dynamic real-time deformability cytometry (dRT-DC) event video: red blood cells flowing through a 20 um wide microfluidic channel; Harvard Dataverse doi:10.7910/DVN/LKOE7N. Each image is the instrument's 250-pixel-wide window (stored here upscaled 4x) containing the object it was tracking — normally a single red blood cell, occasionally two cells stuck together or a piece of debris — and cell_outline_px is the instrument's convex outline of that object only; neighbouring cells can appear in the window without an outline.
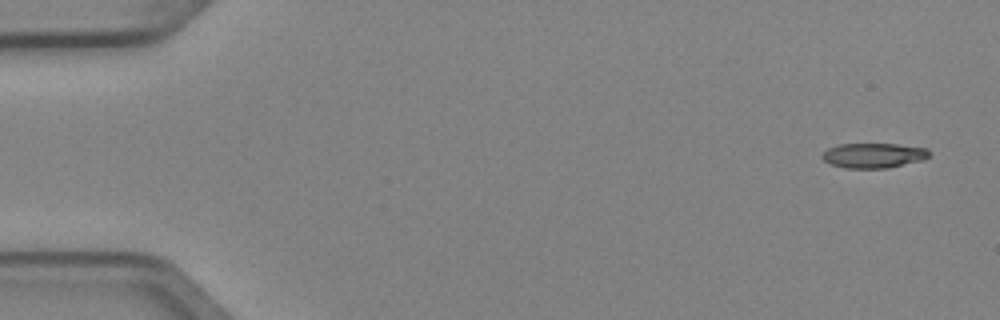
{"species": "Egyptian fruit bat (a non-hibernating species)", "species_latin": "Rousettus aegyptiacus", "temperature_condition": "cold", "stored_images_in_passage": 7, "camera_frame_rate_fps": 3000, "um_per_image_px": 0.085, "animal": {"sex": "female"}, "frame": {"image": 1, "passage_image": 1, "time_ms": 0.0, "image_size_px": [1000, 320], "cell_outline_px": [[928, 156], [924, 160], [888, 168], [848, 168], [832, 164], [824, 160], [820, 156], [828, 148], [840, 144], [896, 144], [928, 148]], "centroid_in_image_um": [74.27, 13.21], "position_along_channel_um": 10.7, "area_um2": 15.43}}
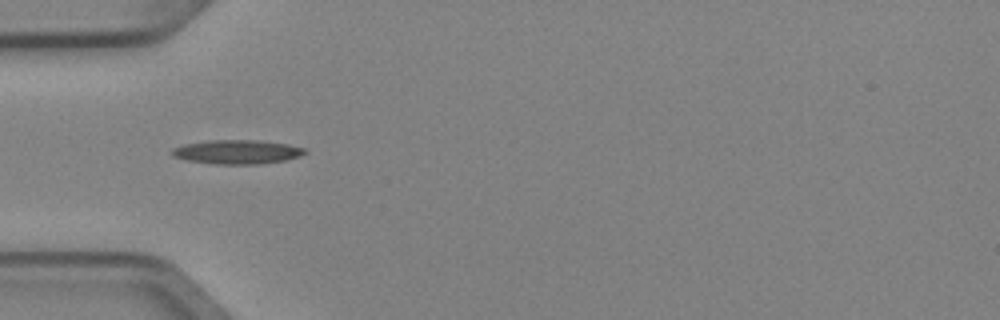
{"frame": {"image": 2, "passage_image": 4, "time_ms": 1.0, "image_size_px": [1000, 320], "cell_outline_px": [[308, 152], [300, 156], [284, 160], [260, 164], [216, 164], [188, 160], [172, 156], [172, 148], [184, 144], [208, 140], [260, 140], [288, 144], [304, 148]], "centroid_in_image_um": [20.16, 12.9], "position_along_channel_um": 64.8, "area_um2": 18.61}}
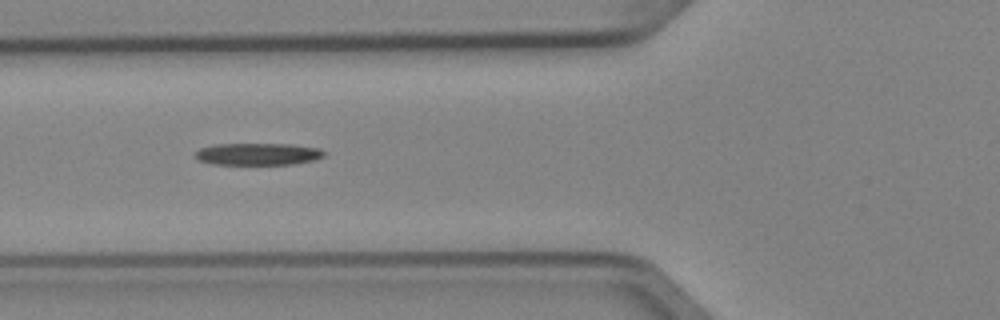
{"frame": {"image": 3, "passage_image": 5, "time_ms": 1.333, "image_size_px": [1000, 320], "cell_outline_px": [[324, 156], [316, 160], [292, 164], [212, 164], [196, 160], [192, 156], [200, 148], [216, 144], [292, 144], [320, 148], [324, 152]], "centroid_in_image_um": [21.9, 13.09], "position_along_channel_um": 103.9, "area_um2": 16.7}}